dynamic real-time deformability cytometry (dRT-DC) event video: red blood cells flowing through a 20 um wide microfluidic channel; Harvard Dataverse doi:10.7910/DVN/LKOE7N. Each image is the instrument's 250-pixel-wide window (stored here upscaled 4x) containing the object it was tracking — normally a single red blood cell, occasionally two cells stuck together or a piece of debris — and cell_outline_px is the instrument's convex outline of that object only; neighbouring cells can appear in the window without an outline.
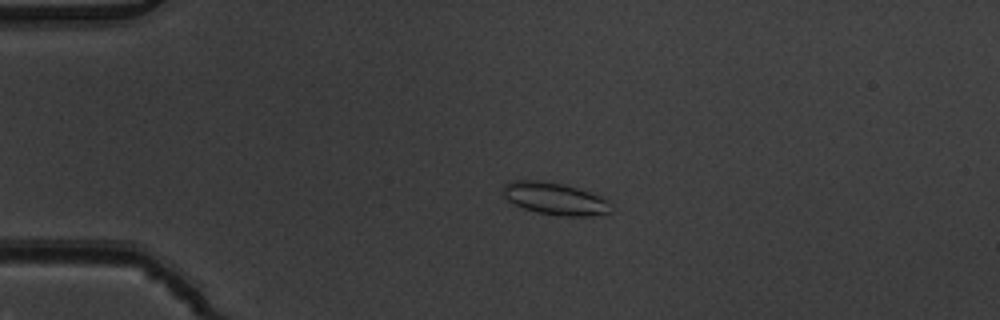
{"species": "common noctule bat (a hibernating species)", "species_latin": "Nyctalus noctula", "temperature_condition": "warm", "stored_images_in_passage": 5, "camera_frame_rate_fps": 3000, "um_per_image_px": 0.085, "animal": {"sex": "male", "body_mass_g": 19.5, "forearm_length_mm": 54.6}, "frame": {"image": 1, "passage_image": 4, "time_ms": 1.0, "image_size_px": [1000, 320], "cell_outline_px": [[612, 212], [604, 216], [560, 216], [536, 212], [524, 208], [508, 200], [504, 196], [504, 184], [512, 180], [540, 180], [564, 184], [600, 196], [608, 200], [612, 204]], "centroid_in_image_um": [47.24, 16.9], "position_along_channel_um": 37.8, "area_um2": 20.46}}